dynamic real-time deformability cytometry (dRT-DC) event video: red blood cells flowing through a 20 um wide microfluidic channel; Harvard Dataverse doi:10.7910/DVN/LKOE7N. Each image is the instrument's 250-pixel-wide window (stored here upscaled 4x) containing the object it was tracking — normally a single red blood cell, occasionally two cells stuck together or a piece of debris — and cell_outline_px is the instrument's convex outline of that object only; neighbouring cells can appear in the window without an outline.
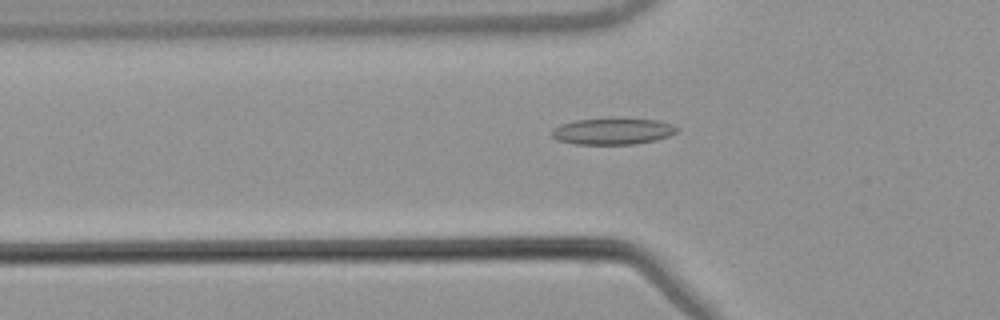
{"species": "common noctule bat (a hibernating species)", "species_latin": "Nyctalus noctula", "temperature_condition": "warm", "stored_images_in_passage": 48, "camera_frame_rate_fps": 3000, "um_per_image_px": 0.085, "animal": {"sex": "male", "body_mass_g": 21.5, "forearm_length_mm": 52.0}, "frame": {"image": 1, "passage_image": 13, "time_ms": 4.0, "image_size_px": [1000, 320], "cell_outline_px": [[680, 128], [676, 132], [668, 136], [656, 140], [632, 144], [576, 144], [556, 140], [552, 136], [552, 128], [560, 124], [576, 120], [656, 120], [672, 124]], "centroid_in_image_um": [52.06, 11.18], "position_along_channel_um": 73.7, "area_um2": 18.73}}
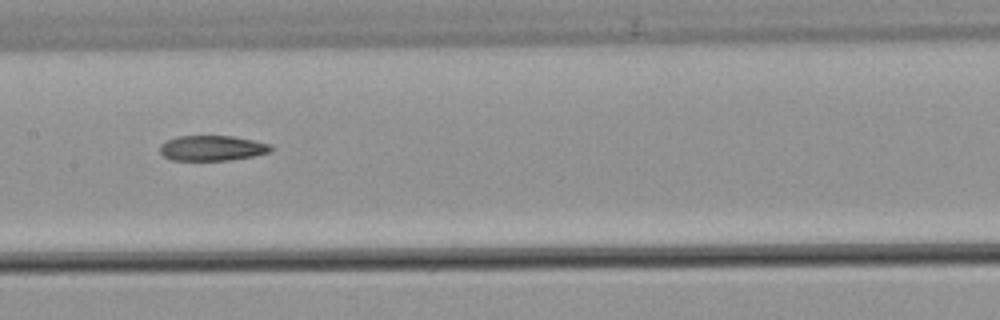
{"frame": {"image": 2, "passage_image": 22, "time_ms": 7.0, "image_size_px": [1000, 320], "cell_outline_px": [[272, 148], [268, 152], [252, 156], [228, 160], [172, 160], [164, 156], [160, 152], [160, 144], [176, 136], [232, 136], [272, 144]], "centroid_in_image_um": [18.01, 12.58], "position_along_channel_um": 189.4, "area_um2": 16.18}}
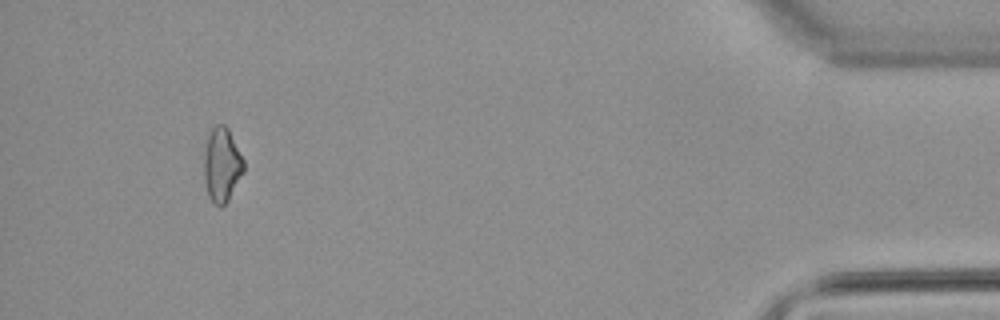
{"frame": {"image": 3, "passage_image": 45, "time_ms": 14.667, "image_size_px": [1000, 320], "cell_outline_px": [[244, 172], [228, 200], [220, 208], [212, 204], [208, 196], [204, 180], [204, 152], [208, 132], [216, 124], [224, 124], [228, 128], [244, 160]], "centroid_in_image_um": [18.84, 14.02], "position_along_channel_um": 416.4, "area_um2": 17.46}}